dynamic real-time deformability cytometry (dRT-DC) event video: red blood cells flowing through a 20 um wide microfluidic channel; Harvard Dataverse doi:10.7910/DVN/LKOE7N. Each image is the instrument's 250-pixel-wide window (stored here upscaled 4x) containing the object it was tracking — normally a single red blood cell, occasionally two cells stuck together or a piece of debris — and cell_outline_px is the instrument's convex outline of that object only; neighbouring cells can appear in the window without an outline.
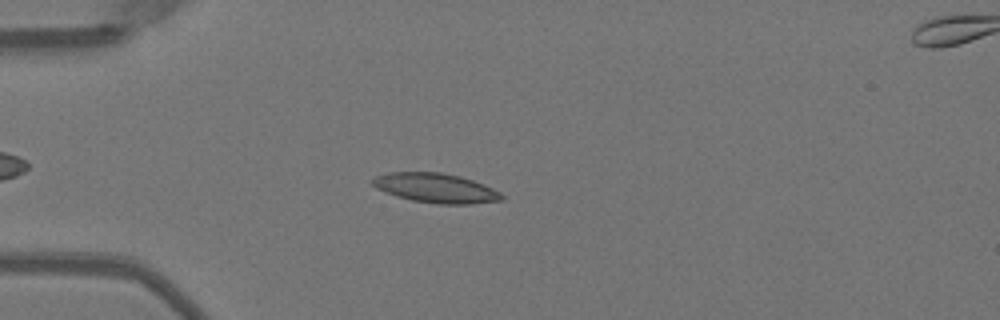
{"species": "Egyptian fruit bat (a non-hibernating species)", "species_latin": "Rousettus aegyptiacus", "temperature_condition": "warm", "stored_images_in_passage": 47, "camera_frame_rate_fps": 3000, "um_per_image_px": 0.085, "animal": {"sex": "female"}, "frame": {"image": 1, "passage_image": 10, "time_ms": 3.0, "image_size_px": [1000, 320], "cell_outline_px": [[504, 200], [472, 204], [436, 204], [412, 200], [396, 196], [376, 188], [368, 180], [376, 176], [388, 172], [440, 172], [460, 176], [484, 184], [500, 192], [504, 196]], "centroid_in_image_um": [37.03, 15.98], "position_along_channel_um": 48.0, "area_um2": 22.37}}
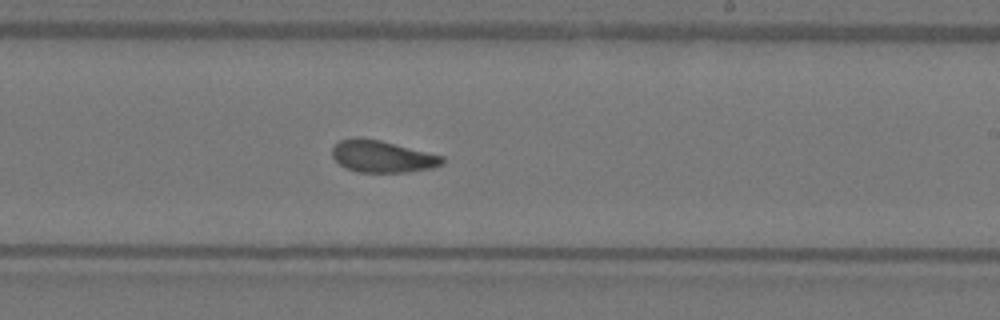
{"frame": {"image": 2, "passage_image": 27, "time_ms": 8.667, "image_size_px": [1000, 320], "cell_outline_px": [[444, 164], [432, 168], [404, 172], [356, 172], [344, 168], [332, 156], [332, 148], [340, 140], [356, 136], [380, 140], [444, 156]], "centroid_in_image_um": [32.48, 13.29], "position_along_channel_um": 256.5, "area_um2": 20.58}}
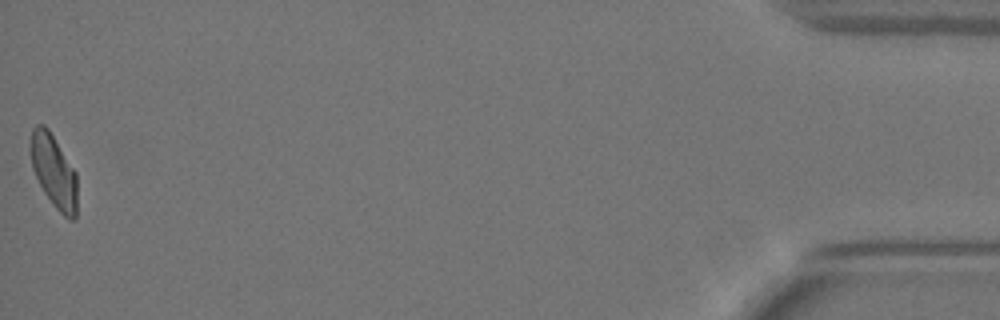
{"frame": {"image": 3, "passage_image": 47, "time_ms": 15.333, "image_size_px": [1000, 320], "cell_outline_px": [[76, 216], [72, 220], [64, 216], [56, 208], [44, 192], [32, 168], [32, 128], [36, 124], [44, 124], [48, 128], [76, 172]], "centroid_in_image_um": [4.59, 14.55], "position_along_channel_um": 430.6, "area_um2": 19.31}, "authors_computed_cell_mechanics": {"area_um2": 20.7502, "velocity_mm_per_s": 4.0018, "shape_relaxation_time_tau1_ms": 5.8362, "shape_relaxation_time_tau2_ms": 1.7134, "deformation_change_tau1": 0.1541, "deformation_change_tau2": 0.0821}}